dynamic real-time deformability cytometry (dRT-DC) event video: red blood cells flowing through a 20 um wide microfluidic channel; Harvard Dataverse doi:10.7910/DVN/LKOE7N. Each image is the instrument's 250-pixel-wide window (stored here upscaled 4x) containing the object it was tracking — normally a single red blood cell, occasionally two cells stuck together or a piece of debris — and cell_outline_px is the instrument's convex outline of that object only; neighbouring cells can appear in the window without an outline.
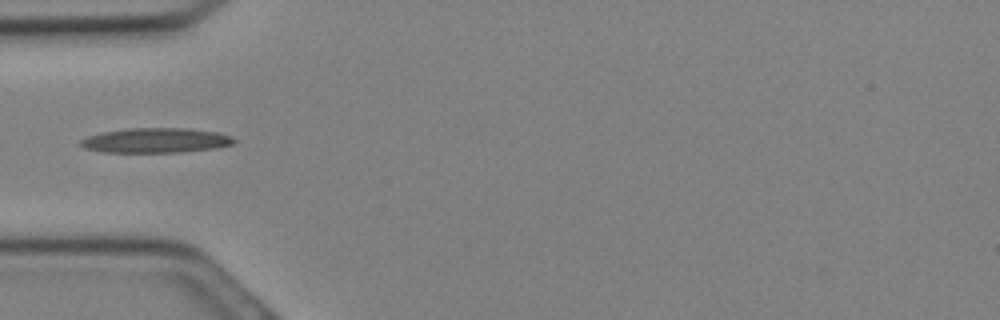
{"species": "Egyptian fruit bat (a non-hibernating species)", "species_latin": "Rousettus aegyptiacus", "temperature_condition": "cold", "stored_images_in_passage": 9, "camera_frame_rate_fps": 3000, "um_per_image_px": 0.085, "animal": {"sex": "female"}, "frame": {"image": 1, "passage_image": 4, "time_ms": 1.0, "image_size_px": [1000, 320], "cell_outline_px": [[236, 140], [232, 144], [216, 148], [180, 152], [104, 152], [84, 148], [80, 144], [80, 140], [88, 136], [100, 132], [128, 128], [188, 128], [216, 132], [232, 136]], "centroid_in_image_um": [13.23, 11.93], "position_along_channel_um": 71.8, "area_um2": 22.2}}
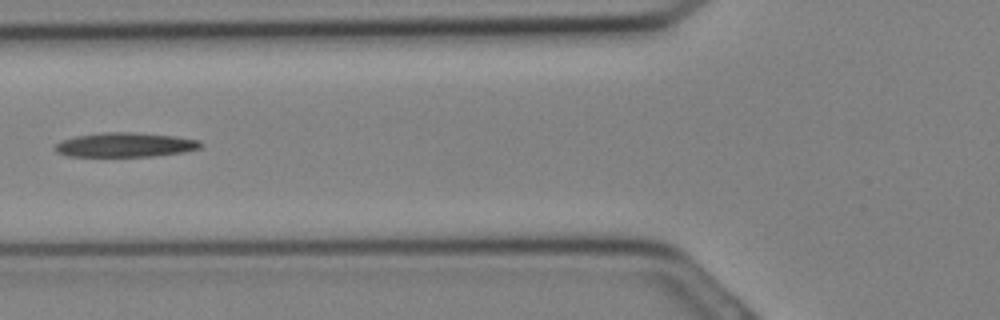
{"frame": {"image": 2, "passage_image": 6, "time_ms": 1.667, "image_size_px": [1000, 320], "cell_outline_px": [[204, 144], [200, 148], [184, 152], [152, 156], [68, 156], [56, 152], [52, 148], [60, 140], [76, 136], [104, 132], [132, 132], [176, 136], [200, 140]], "centroid_in_image_um": [10.64, 12.31], "position_along_channel_um": 115.2, "area_um2": 20.81}}
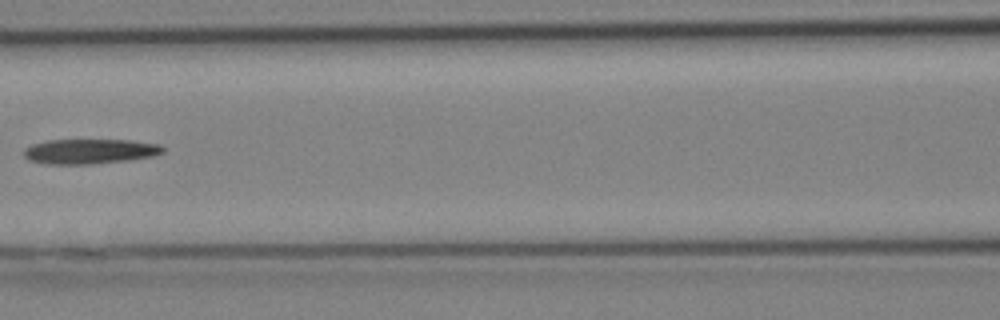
{"frame": {"image": 3, "passage_image": 8, "time_ms": 2.333, "image_size_px": [1000, 320], "cell_outline_px": [[164, 152], [152, 156], [128, 160], [92, 164], [44, 164], [28, 160], [24, 156], [24, 148], [32, 144], [48, 140], [132, 140], [160, 144], [164, 148]], "centroid_in_image_um": [7.62, 12.86], "position_along_channel_um": 159.0, "area_um2": 20.29}}